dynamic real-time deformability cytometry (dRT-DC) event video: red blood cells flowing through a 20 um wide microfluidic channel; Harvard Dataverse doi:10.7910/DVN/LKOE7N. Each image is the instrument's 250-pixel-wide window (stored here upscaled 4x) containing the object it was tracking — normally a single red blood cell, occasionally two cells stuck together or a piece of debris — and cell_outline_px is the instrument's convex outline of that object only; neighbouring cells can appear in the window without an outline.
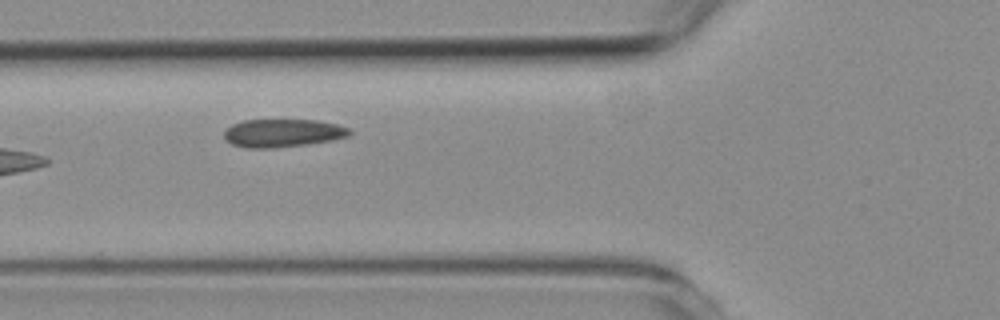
{"species": "common noctule bat (a hibernating species)", "species_latin": "Nyctalus noctula", "temperature_condition": "room temperature", "stored_images_in_passage": 9, "camera_frame_rate_fps": 3000, "um_per_image_px": 0.085, "animal": {"sex": "female", "body_mass_g": 19.3, "forearm_length_mm": 54.1}, "frame": {"image": 1, "passage_image": 6, "time_ms": 6.333, "image_size_px": [1000, 320], "cell_outline_px": [[352, 132], [348, 136], [332, 140], [308, 144], [272, 148], [248, 148], [232, 144], [224, 136], [224, 132], [232, 124], [244, 120], [316, 120], [336, 124], [348, 128]], "centroid_in_image_um": [24.04, 11.31], "position_along_channel_um": 101.8, "area_um2": 20.35}}
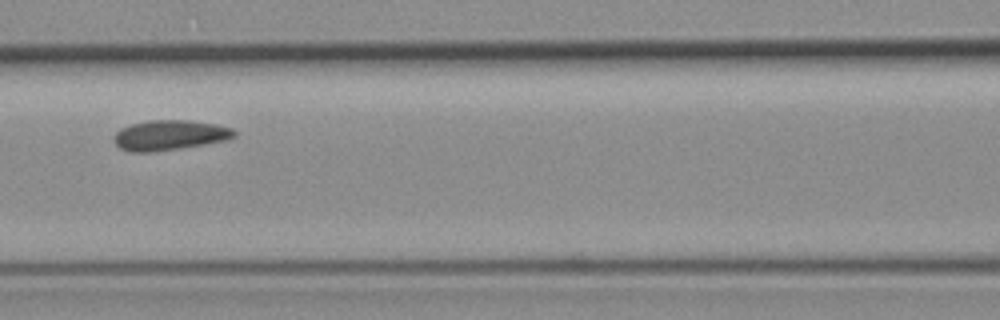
{"frame": {"image": 2, "passage_image": 7, "time_ms": 7.667, "image_size_px": [1000, 320], "cell_outline_px": [[236, 136], [228, 140], [204, 144], [148, 152], [132, 152], [120, 148], [112, 140], [112, 136], [120, 128], [132, 124], [148, 120], [188, 120], [216, 124], [232, 128], [236, 132]], "centroid_in_image_um": [14.4, 11.48], "position_along_channel_um": 152.2, "area_um2": 21.04}}
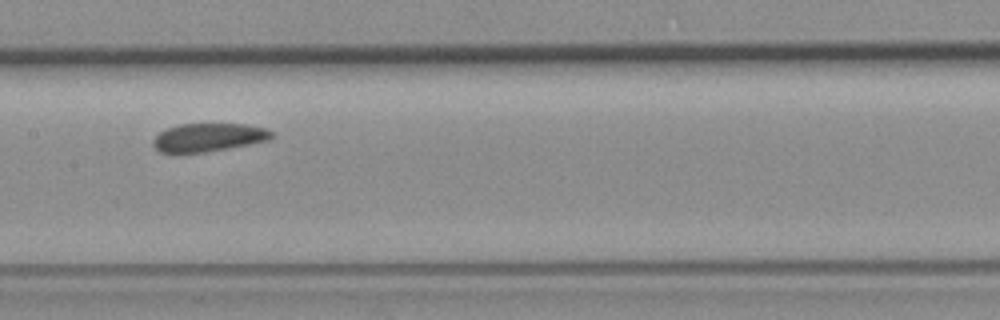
{"frame": {"image": 3, "passage_image": 8, "time_ms": 8.667, "image_size_px": [1000, 320], "cell_outline_px": [[272, 140], [228, 148], [204, 152], [160, 152], [152, 144], [152, 140], [160, 132], [168, 128], [180, 124], [244, 124], [268, 128], [272, 132]], "centroid_in_image_um": [17.76, 11.67], "position_along_channel_um": 189.6, "area_um2": 19.42}}